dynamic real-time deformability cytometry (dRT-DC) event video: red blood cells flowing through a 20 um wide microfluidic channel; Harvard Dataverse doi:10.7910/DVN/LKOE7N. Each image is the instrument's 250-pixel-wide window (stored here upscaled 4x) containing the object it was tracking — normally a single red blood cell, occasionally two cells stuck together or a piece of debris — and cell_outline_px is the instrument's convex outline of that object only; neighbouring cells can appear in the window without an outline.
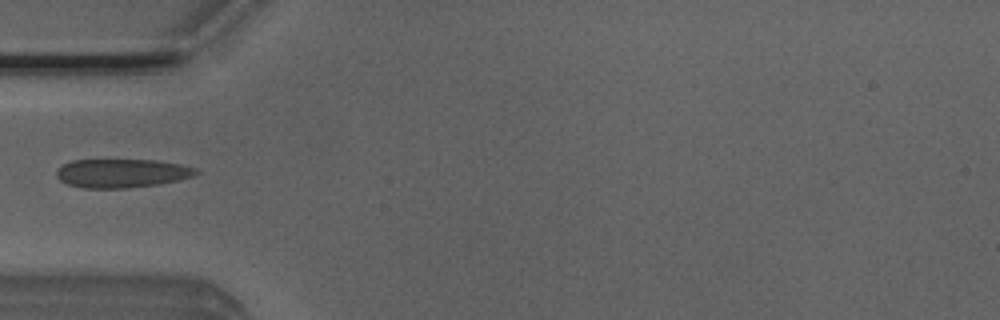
{"species": "Egyptian fruit bat (a non-hibernating species)", "species_latin": "Rousettus aegyptiacus", "temperature_condition": "room temperature", "stored_images_in_passage": 1, "camera_frame_rate_fps": 3000, "um_per_image_px": 0.085, "animal": {"sex": "male"}, "frame": {"image": 1, "passage_image": 1, "time_ms": 0.0, "image_size_px": [1000, 320], "cell_outline_px": [[200, 172], [196, 176], [180, 180], [160, 184], [128, 188], [80, 188], [68, 184], [60, 180], [56, 176], [56, 168], [72, 160], [156, 160], [180, 164], [196, 168]], "centroid_in_image_um": [10.38, 14.73], "position_along_channel_um": 74.6, "area_um2": 23.64}}